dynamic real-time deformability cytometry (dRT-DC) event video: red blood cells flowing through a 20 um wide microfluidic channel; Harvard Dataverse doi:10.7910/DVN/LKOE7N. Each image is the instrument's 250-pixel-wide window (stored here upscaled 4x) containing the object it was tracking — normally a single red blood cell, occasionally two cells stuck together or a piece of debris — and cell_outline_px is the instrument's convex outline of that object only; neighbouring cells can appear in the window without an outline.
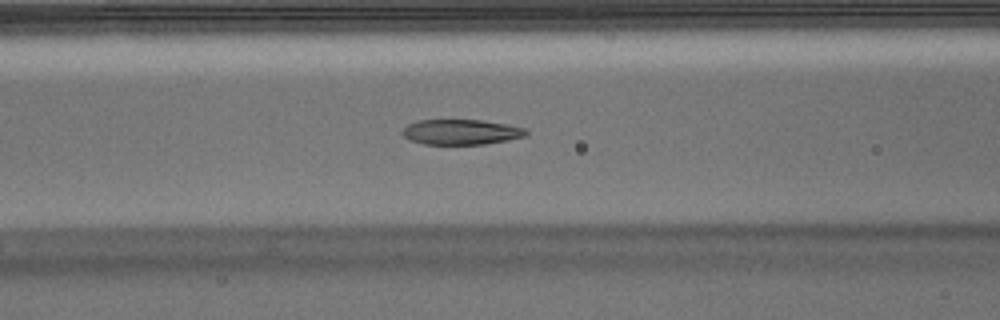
{"species": "Egyptian fruit bat (a non-hibernating species)", "species_latin": "Rousettus aegyptiacus", "temperature_condition": "warm", "stored_images_in_passage": 53, "camera_frame_rate_fps": 3000, "um_per_image_px": 0.085, "animal": {"sex": "male"}, "frame": {"image": 1, "passage_image": 20, "time_ms": 6.333, "image_size_px": [1000, 320], "cell_outline_px": [[528, 136], [508, 140], [484, 144], [424, 144], [408, 140], [400, 132], [408, 124], [420, 120], [480, 120], [504, 124], [524, 128], [528, 132]], "centroid_in_image_um": [39.17, 11.23], "position_along_channel_um": 127.4, "area_um2": 18.15}}
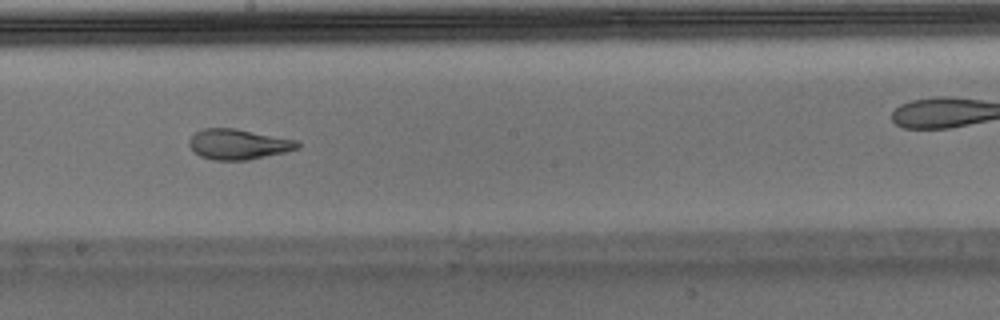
{"frame": {"image": 2, "passage_image": 28, "time_ms": 9.0, "image_size_px": [1000, 320], "cell_outline_px": [[300, 148], [284, 152], [248, 160], [212, 160], [200, 156], [188, 144], [188, 140], [196, 132], [204, 128], [236, 128], [296, 140], [300, 144]], "centroid_in_image_um": [20.25, 12.26], "position_along_channel_um": 227.9, "area_um2": 19.07}}
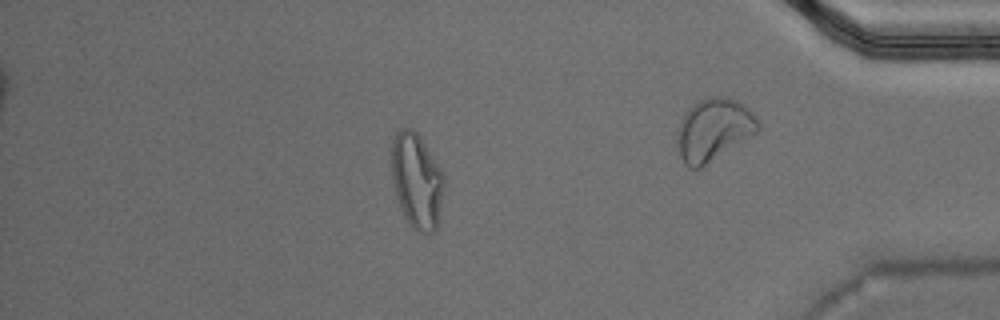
{"frame": {"image": 3, "passage_image": 45, "time_ms": 14.667, "image_size_px": [1000, 320], "cell_outline_px": [[444, 188], [436, 228], [432, 232], [420, 232], [404, 216], [396, 196], [392, 180], [392, 140], [396, 132], [400, 128], [412, 128], [420, 136], [440, 172], [444, 180]], "centroid_in_image_um": [35.39, 15.33], "position_along_channel_um": 399.8, "area_um2": 28.26}, "authors_computed_cell_mechanics": {"area_um2": 19.7676, "velocity_mm_per_s": 3.7632, "shape_relaxation_time_tau1_ms": null, "shape_relaxation_time_tau2_ms": 1.481, "deformation_change_tau1": null, "deformation_change_tau2": 0.0938}}